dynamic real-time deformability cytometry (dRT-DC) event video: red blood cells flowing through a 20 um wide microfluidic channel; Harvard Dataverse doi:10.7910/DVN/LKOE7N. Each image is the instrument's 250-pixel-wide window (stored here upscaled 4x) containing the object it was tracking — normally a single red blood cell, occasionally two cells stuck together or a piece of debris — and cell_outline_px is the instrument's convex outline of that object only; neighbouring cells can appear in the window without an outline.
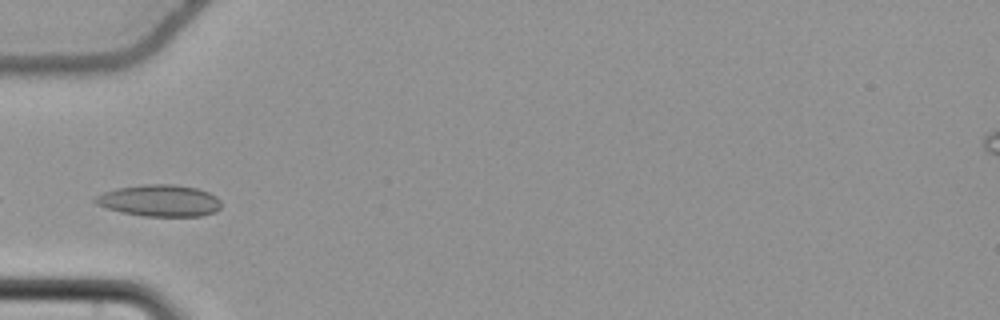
{"species": "common noctule bat (a hibernating species)", "species_latin": "Nyctalus noctula", "temperature_condition": "cold", "stored_images_in_passage": 30, "camera_frame_rate_fps": 3000, "um_per_image_px": 0.085, "animal": {"sex": "female", "body_mass_g": 22.7, "forearm_length_mm": 54.2}, "frame": {"image": 1, "passage_image": 1, "time_ms": 0.0, "image_size_px": [1000, 320], "cell_outline_px": [[220, 208], [216, 212], [200, 216], [144, 216], [120, 212], [96, 204], [92, 200], [96, 196], [104, 192], [116, 188], [140, 184], [172, 184], [196, 188], [208, 192], [216, 196], [220, 200]], "centroid_in_image_um": [13.55, 17.05], "position_along_channel_um": 71.4, "area_um2": 23.35}}
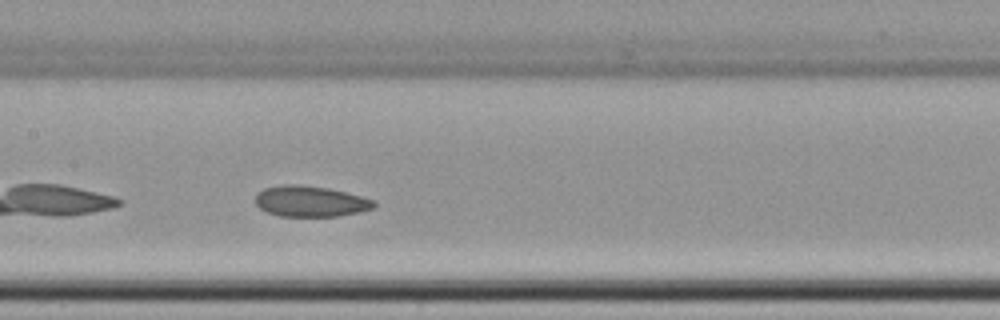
{"frame": {"image": 2, "passage_image": 10, "time_ms": 3.0, "image_size_px": [1000, 320], "cell_outline_px": [[376, 204], [372, 208], [360, 212], [336, 216], [280, 216], [268, 212], [260, 208], [256, 204], [256, 192], [264, 188], [280, 184], [300, 184], [328, 188], [364, 196], [372, 200]], "centroid_in_image_um": [26.36, 17.09], "position_along_channel_um": 181.0, "area_um2": 21.39}}
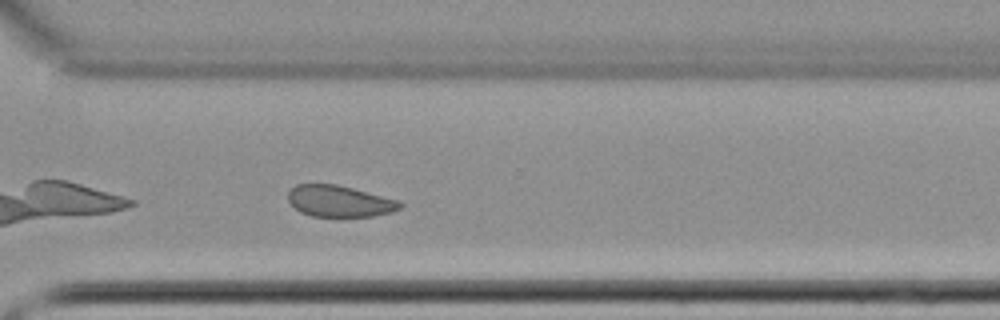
{"frame": {"image": 3, "passage_image": 23, "time_ms": 7.333, "image_size_px": [1000, 320], "cell_outline_px": [[404, 204], [400, 208], [392, 212], [372, 216], [340, 220], [336, 220], [312, 216], [300, 212], [288, 200], [288, 192], [296, 184], [336, 184], [352, 188], [396, 200]], "centroid_in_image_um": [28.83, 17.16], "position_along_channel_um": 341.8, "area_um2": 21.1}, "authors_computed_cell_mechanics": {"area_um2": 21.5305, "velocity_mm_per_s": 3.7004, "shape_relaxation_time_tau1_ms": null, "shape_relaxation_time_tau2_ms": 2.3549, "deformation_change_tau1": null, "deformation_change_tau2": 0.0831}}